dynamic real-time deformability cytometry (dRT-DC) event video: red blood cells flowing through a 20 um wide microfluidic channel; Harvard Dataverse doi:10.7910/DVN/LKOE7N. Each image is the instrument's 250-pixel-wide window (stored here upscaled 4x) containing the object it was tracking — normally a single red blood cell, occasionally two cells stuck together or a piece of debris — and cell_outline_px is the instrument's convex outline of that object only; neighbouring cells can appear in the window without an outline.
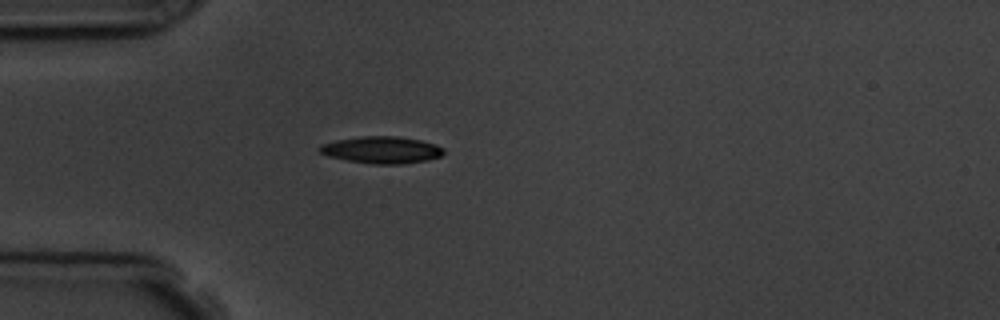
{"species": "common noctule bat (a hibernating species)", "species_latin": "Nyctalus noctula", "temperature_condition": "room temperature", "stored_images_in_passage": 1, "camera_frame_rate_fps": 3000, "um_per_image_px": 0.085, "animal": {"sex": "male", "body_mass_g": 19.5, "forearm_length_mm": 54.6}, "frame": {"image": 1, "passage_image": 1, "time_ms": 0.0, "image_size_px": [1000, 320], "cell_outline_px": [[444, 152], [440, 156], [428, 160], [404, 164], [372, 164], [348, 160], [328, 156], [320, 152], [320, 144], [336, 140], [360, 136], [396, 136], [420, 140], [436, 144], [444, 148]], "centroid_in_image_um": [32.46, 12.74], "position_along_channel_um": 52.5, "area_um2": 19.48}}